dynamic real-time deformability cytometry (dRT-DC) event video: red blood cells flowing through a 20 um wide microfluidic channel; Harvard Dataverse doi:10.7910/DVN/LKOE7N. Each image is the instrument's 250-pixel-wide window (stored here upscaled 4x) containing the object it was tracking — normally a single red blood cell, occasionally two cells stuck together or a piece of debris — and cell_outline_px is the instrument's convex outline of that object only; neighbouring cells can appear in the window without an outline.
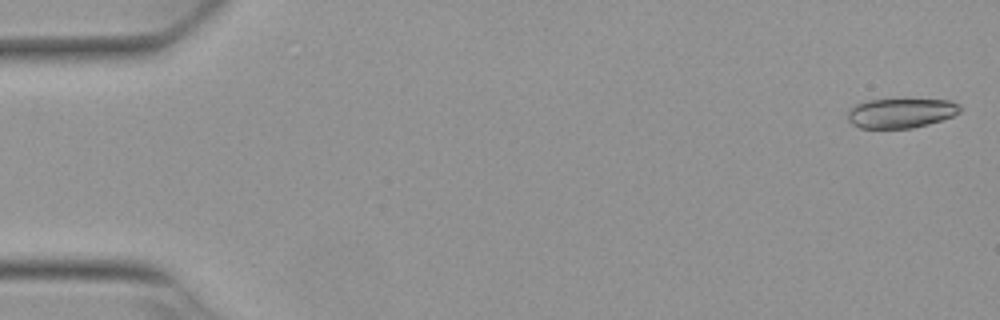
{"species": "Egyptian fruit bat (a non-hibernating species)", "species_latin": "Rousettus aegyptiacus", "temperature_condition": "warm", "stored_images_in_passage": 20, "camera_frame_rate_fps": 3000, "um_per_image_px": 0.085, "animal": {"sex": "female"}, "frame": {"image": 1, "passage_image": 1, "time_ms": 0.0, "image_size_px": [1000, 320], "cell_outline_px": [[960, 112], [952, 116], [928, 124], [912, 128], [860, 128], [852, 124], [848, 120], [848, 108], [856, 104], [868, 100], [948, 100], [960, 104]], "centroid_in_image_um": [76.54, 9.61], "position_along_channel_um": 8.5, "area_um2": 19.25}}
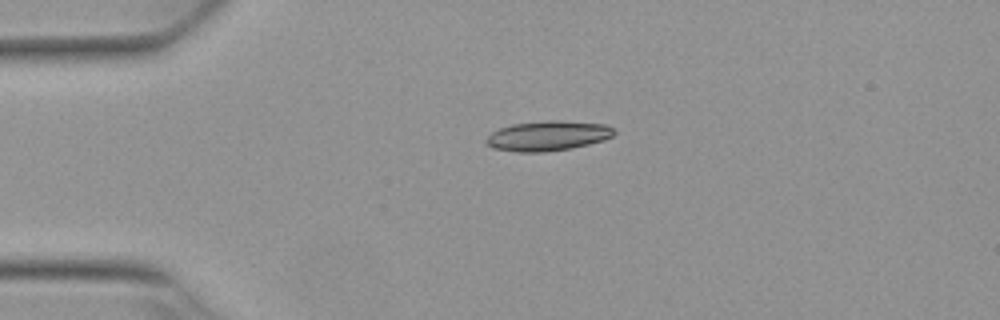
{"frame": {"image": 2, "passage_image": 12, "time_ms": 3.667, "image_size_px": [1000, 320], "cell_outline_px": [[616, 132], [612, 136], [604, 140], [572, 148], [544, 152], [516, 152], [492, 148], [484, 144], [484, 140], [492, 132], [500, 128], [512, 124], [544, 120], [560, 120], [604, 124], [612, 128]], "centroid_in_image_um": [46.52, 11.55], "position_along_channel_um": 38.5, "area_um2": 22.48}}
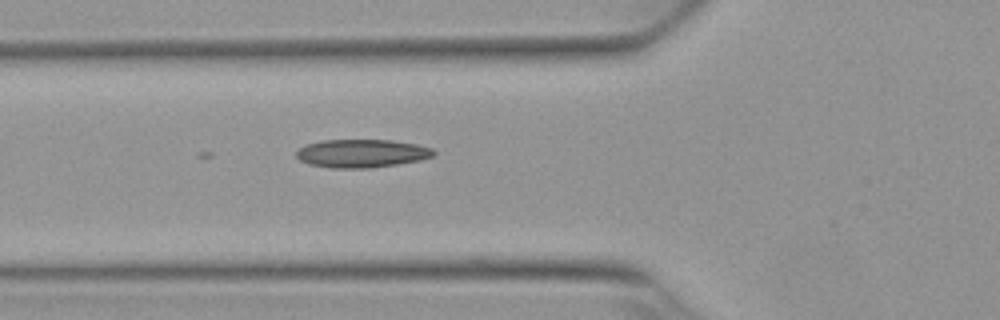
{"frame": {"image": 3, "passage_image": 19, "time_ms": 6.0, "image_size_px": [1000, 320], "cell_outline_px": [[436, 152], [432, 156], [420, 160], [396, 164], [368, 168], [332, 168], [308, 164], [300, 160], [296, 156], [296, 152], [304, 144], [320, 140], [392, 140], [416, 144], [432, 148]], "centroid_in_image_um": [30.71, 13.03], "position_along_channel_um": 95.1, "area_um2": 22.6}}